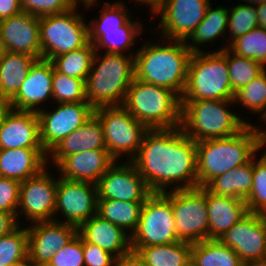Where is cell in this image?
Instances as JSON below:
<instances>
[{
    "label": "cell",
    "instance_id": "1",
    "mask_svg": "<svg viewBox=\"0 0 266 266\" xmlns=\"http://www.w3.org/2000/svg\"><path fill=\"white\" fill-rule=\"evenodd\" d=\"M197 160L196 141L178 126L148 129L131 162L152 193H164L198 188Z\"/></svg>",
    "mask_w": 266,
    "mask_h": 266
},
{
    "label": "cell",
    "instance_id": "2",
    "mask_svg": "<svg viewBox=\"0 0 266 266\" xmlns=\"http://www.w3.org/2000/svg\"><path fill=\"white\" fill-rule=\"evenodd\" d=\"M160 40L163 45L157 41L155 43L153 39V42L147 40L134 52L135 78L168 88L181 97L186 86L192 52L185 41Z\"/></svg>",
    "mask_w": 266,
    "mask_h": 266
},
{
    "label": "cell",
    "instance_id": "3",
    "mask_svg": "<svg viewBox=\"0 0 266 266\" xmlns=\"http://www.w3.org/2000/svg\"><path fill=\"white\" fill-rule=\"evenodd\" d=\"M198 187L215 177L249 162L260 149L256 125H247L239 133L225 138L196 142Z\"/></svg>",
    "mask_w": 266,
    "mask_h": 266
},
{
    "label": "cell",
    "instance_id": "4",
    "mask_svg": "<svg viewBox=\"0 0 266 266\" xmlns=\"http://www.w3.org/2000/svg\"><path fill=\"white\" fill-rule=\"evenodd\" d=\"M134 50L130 54L95 51L85 82L86 100L94 108L123 105L135 78Z\"/></svg>",
    "mask_w": 266,
    "mask_h": 266
},
{
    "label": "cell",
    "instance_id": "5",
    "mask_svg": "<svg viewBox=\"0 0 266 266\" xmlns=\"http://www.w3.org/2000/svg\"><path fill=\"white\" fill-rule=\"evenodd\" d=\"M233 104L234 99L181 100V127L196 142L235 135L254 123L233 112Z\"/></svg>",
    "mask_w": 266,
    "mask_h": 266
},
{
    "label": "cell",
    "instance_id": "6",
    "mask_svg": "<svg viewBox=\"0 0 266 266\" xmlns=\"http://www.w3.org/2000/svg\"><path fill=\"white\" fill-rule=\"evenodd\" d=\"M147 129L181 126V100L172 90L134 78L122 105Z\"/></svg>",
    "mask_w": 266,
    "mask_h": 266
},
{
    "label": "cell",
    "instance_id": "7",
    "mask_svg": "<svg viewBox=\"0 0 266 266\" xmlns=\"http://www.w3.org/2000/svg\"><path fill=\"white\" fill-rule=\"evenodd\" d=\"M234 97L227 66V48L221 52L192 53L180 100H232Z\"/></svg>",
    "mask_w": 266,
    "mask_h": 266
},
{
    "label": "cell",
    "instance_id": "8",
    "mask_svg": "<svg viewBox=\"0 0 266 266\" xmlns=\"http://www.w3.org/2000/svg\"><path fill=\"white\" fill-rule=\"evenodd\" d=\"M78 8L74 6L60 14L39 17L41 59L51 60L90 42L88 23Z\"/></svg>",
    "mask_w": 266,
    "mask_h": 266
},
{
    "label": "cell",
    "instance_id": "9",
    "mask_svg": "<svg viewBox=\"0 0 266 266\" xmlns=\"http://www.w3.org/2000/svg\"><path fill=\"white\" fill-rule=\"evenodd\" d=\"M178 241L170 191L152 193L143 203L137 229L131 236L132 250Z\"/></svg>",
    "mask_w": 266,
    "mask_h": 266
},
{
    "label": "cell",
    "instance_id": "10",
    "mask_svg": "<svg viewBox=\"0 0 266 266\" xmlns=\"http://www.w3.org/2000/svg\"><path fill=\"white\" fill-rule=\"evenodd\" d=\"M94 114L103 126L109 154L116 161L120 160L122 155L127 157L126 161H131L138 154L148 129L122 105L99 107L95 109Z\"/></svg>",
    "mask_w": 266,
    "mask_h": 266
},
{
    "label": "cell",
    "instance_id": "11",
    "mask_svg": "<svg viewBox=\"0 0 266 266\" xmlns=\"http://www.w3.org/2000/svg\"><path fill=\"white\" fill-rule=\"evenodd\" d=\"M170 203L180 241L195 243L209 239L205 187L170 191Z\"/></svg>",
    "mask_w": 266,
    "mask_h": 266
},
{
    "label": "cell",
    "instance_id": "12",
    "mask_svg": "<svg viewBox=\"0 0 266 266\" xmlns=\"http://www.w3.org/2000/svg\"><path fill=\"white\" fill-rule=\"evenodd\" d=\"M48 169L49 167L47 166L38 175L21 182L19 205L16 214L19 225H22L19 221L23 214L26 221L31 224L54 221L59 176L54 177L50 169Z\"/></svg>",
    "mask_w": 266,
    "mask_h": 266
},
{
    "label": "cell",
    "instance_id": "13",
    "mask_svg": "<svg viewBox=\"0 0 266 266\" xmlns=\"http://www.w3.org/2000/svg\"><path fill=\"white\" fill-rule=\"evenodd\" d=\"M210 4V0H163L152 14V20L159 15L161 18L156 28L162 34L159 38L186 42L204 19Z\"/></svg>",
    "mask_w": 266,
    "mask_h": 266
},
{
    "label": "cell",
    "instance_id": "14",
    "mask_svg": "<svg viewBox=\"0 0 266 266\" xmlns=\"http://www.w3.org/2000/svg\"><path fill=\"white\" fill-rule=\"evenodd\" d=\"M98 189L90 182L70 181L58 177L54 221L77 228L97 214ZM61 214V219L58 220ZM56 215V217H55ZM58 216V217H57ZM56 218V219H55Z\"/></svg>",
    "mask_w": 266,
    "mask_h": 266
},
{
    "label": "cell",
    "instance_id": "15",
    "mask_svg": "<svg viewBox=\"0 0 266 266\" xmlns=\"http://www.w3.org/2000/svg\"><path fill=\"white\" fill-rule=\"evenodd\" d=\"M57 104L53 111L42 108L37 112L40 141L47 154L64 137L89 120L95 111L88 102Z\"/></svg>",
    "mask_w": 266,
    "mask_h": 266
},
{
    "label": "cell",
    "instance_id": "16",
    "mask_svg": "<svg viewBox=\"0 0 266 266\" xmlns=\"http://www.w3.org/2000/svg\"><path fill=\"white\" fill-rule=\"evenodd\" d=\"M219 240L231 247L244 265L266 264V215L248 213Z\"/></svg>",
    "mask_w": 266,
    "mask_h": 266
},
{
    "label": "cell",
    "instance_id": "17",
    "mask_svg": "<svg viewBox=\"0 0 266 266\" xmlns=\"http://www.w3.org/2000/svg\"><path fill=\"white\" fill-rule=\"evenodd\" d=\"M98 199L145 202L152 194L144 178L131 161H116L99 179Z\"/></svg>",
    "mask_w": 266,
    "mask_h": 266
},
{
    "label": "cell",
    "instance_id": "18",
    "mask_svg": "<svg viewBox=\"0 0 266 266\" xmlns=\"http://www.w3.org/2000/svg\"><path fill=\"white\" fill-rule=\"evenodd\" d=\"M26 225H29L27 227L28 266H46L57 250L78 233L76 226L57 221Z\"/></svg>",
    "mask_w": 266,
    "mask_h": 266
},
{
    "label": "cell",
    "instance_id": "19",
    "mask_svg": "<svg viewBox=\"0 0 266 266\" xmlns=\"http://www.w3.org/2000/svg\"><path fill=\"white\" fill-rule=\"evenodd\" d=\"M52 77V62L46 59L37 60L32 65L19 91L12 98L13 108L19 111H40L43 102L53 100Z\"/></svg>",
    "mask_w": 266,
    "mask_h": 266
},
{
    "label": "cell",
    "instance_id": "20",
    "mask_svg": "<svg viewBox=\"0 0 266 266\" xmlns=\"http://www.w3.org/2000/svg\"><path fill=\"white\" fill-rule=\"evenodd\" d=\"M0 30L8 52L24 53L41 59L39 17L21 12L0 21Z\"/></svg>",
    "mask_w": 266,
    "mask_h": 266
},
{
    "label": "cell",
    "instance_id": "21",
    "mask_svg": "<svg viewBox=\"0 0 266 266\" xmlns=\"http://www.w3.org/2000/svg\"><path fill=\"white\" fill-rule=\"evenodd\" d=\"M44 149L37 112L13 111L0 123V149Z\"/></svg>",
    "mask_w": 266,
    "mask_h": 266
},
{
    "label": "cell",
    "instance_id": "22",
    "mask_svg": "<svg viewBox=\"0 0 266 266\" xmlns=\"http://www.w3.org/2000/svg\"><path fill=\"white\" fill-rule=\"evenodd\" d=\"M115 162L108 150H88L66 156L55 168L63 179L97 184Z\"/></svg>",
    "mask_w": 266,
    "mask_h": 266
},
{
    "label": "cell",
    "instance_id": "23",
    "mask_svg": "<svg viewBox=\"0 0 266 266\" xmlns=\"http://www.w3.org/2000/svg\"><path fill=\"white\" fill-rule=\"evenodd\" d=\"M88 150H107L103 126L94 114L82 126L64 137L47 156L54 168L68 155ZM51 159V160H50Z\"/></svg>",
    "mask_w": 266,
    "mask_h": 266
},
{
    "label": "cell",
    "instance_id": "24",
    "mask_svg": "<svg viewBox=\"0 0 266 266\" xmlns=\"http://www.w3.org/2000/svg\"><path fill=\"white\" fill-rule=\"evenodd\" d=\"M78 234L83 241L100 246L116 258L132 250L131 236L97 214L78 227Z\"/></svg>",
    "mask_w": 266,
    "mask_h": 266
},
{
    "label": "cell",
    "instance_id": "25",
    "mask_svg": "<svg viewBox=\"0 0 266 266\" xmlns=\"http://www.w3.org/2000/svg\"><path fill=\"white\" fill-rule=\"evenodd\" d=\"M44 149H0V177L23 182L50 165Z\"/></svg>",
    "mask_w": 266,
    "mask_h": 266
},
{
    "label": "cell",
    "instance_id": "26",
    "mask_svg": "<svg viewBox=\"0 0 266 266\" xmlns=\"http://www.w3.org/2000/svg\"><path fill=\"white\" fill-rule=\"evenodd\" d=\"M209 239H219L249 212L243 199L218 196L206 189Z\"/></svg>",
    "mask_w": 266,
    "mask_h": 266
},
{
    "label": "cell",
    "instance_id": "27",
    "mask_svg": "<svg viewBox=\"0 0 266 266\" xmlns=\"http://www.w3.org/2000/svg\"><path fill=\"white\" fill-rule=\"evenodd\" d=\"M142 22L130 19L118 29L104 31H88L89 41L94 45L95 51L106 50V53L127 54L130 47H134L138 35L144 31ZM136 40V41H135ZM127 51V52H126Z\"/></svg>",
    "mask_w": 266,
    "mask_h": 266
},
{
    "label": "cell",
    "instance_id": "28",
    "mask_svg": "<svg viewBox=\"0 0 266 266\" xmlns=\"http://www.w3.org/2000/svg\"><path fill=\"white\" fill-rule=\"evenodd\" d=\"M253 183V158L244 165L233 168L212 179L205 188L218 196L245 200Z\"/></svg>",
    "mask_w": 266,
    "mask_h": 266
},
{
    "label": "cell",
    "instance_id": "29",
    "mask_svg": "<svg viewBox=\"0 0 266 266\" xmlns=\"http://www.w3.org/2000/svg\"><path fill=\"white\" fill-rule=\"evenodd\" d=\"M209 5L204 19L196 27L193 34L186 41L187 47L192 53L203 52V49L199 48L205 44L216 41V39L226 38L224 34L227 33L228 15L229 8L223 6H218L216 8ZM189 42V43H188ZM201 45V46H200Z\"/></svg>",
    "mask_w": 266,
    "mask_h": 266
},
{
    "label": "cell",
    "instance_id": "30",
    "mask_svg": "<svg viewBox=\"0 0 266 266\" xmlns=\"http://www.w3.org/2000/svg\"><path fill=\"white\" fill-rule=\"evenodd\" d=\"M37 60L24 53L7 51L0 58V92L12 99Z\"/></svg>",
    "mask_w": 266,
    "mask_h": 266
},
{
    "label": "cell",
    "instance_id": "31",
    "mask_svg": "<svg viewBox=\"0 0 266 266\" xmlns=\"http://www.w3.org/2000/svg\"><path fill=\"white\" fill-rule=\"evenodd\" d=\"M192 243L178 241L165 245L140 247L136 252L146 266H189Z\"/></svg>",
    "mask_w": 266,
    "mask_h": 266
},
{
    "label": "cell",
    "instance_id": "32",
    "mask_svg": "<svg viewBox=\"0 0 266 266\" xmlns=\"http://www.w3.org/2000/svg\"><path fill=\"white\" fill-rule=\"evenodd\" d=\"M193 266H244L238 254L219 239L192 243Z\"/></svg>",
    "mask_w": 266,
    "mask_h": 266
},
{
    "label": "cell",
    "instance_id": "33",
    "mask_svg": "<svg viewBox=\"0 0 266 266\" xmlns=\"http://www.w3.org/2000/svg\"><path fill=\"white\" fill-rule=\"evenodd\" d=\"M143 203L98 199L97 215L117 225L132 236L137 229Z\"/></svg>",
    "mask_w": 266,
    "mask_h": 266
},
{
    "label": "cell",
    "instance_id": "34",
    "mask_svg": "<svg viewBox=\"0 0 266 266\" xmlns=\"http://www.w3.org/2000/svg\"><path fill=\"white\" fill-rule=\"evenodd\" d=\"M94 54V45L89 42L80 49L53 57L50 61L56 71L86 82Z\"/></svg>",
    "mask_w": 266,
    "mask_h": 266
},
{
    "label": "cell",
    "instance_id": "35",
    "mask_svg": "<svg viewBox=\"0 0 266 266\" xmlns=\"http://www.w3.org/2000/svg\"><path fill=\"white\" fill-rule=\"evenodd\" d=\"M28 265L27 227L19 225L4 237H0V266Z\"/></svg>",
    "mask_w": 266,
    "mask_h": 266
},
{
    "label": "cell",
    "instance_id": "36",
    "mask_svg": "<svg viewBox=\"0 0 266 266\" xmlns=\"http://www.w3.org/2000/svg\"><path fill=\"white\" fill-rule=\"evenodd\" d=\"M259 27L257 18L256 6L246 5L238 3L229 8L227 32L231 35L227 37L228 44L222 48L215 49V52H221L223 49L229 47V45L238 37L246 34L252 29ZM230 38V39H229Z\"/></svg>",
    "mask_w": 266,
    "mask_h": 266
},
{
    "label": "cell",
    "instance_id": "37",
    "mask_svg": "<svg viewBox=\"0 0 266 266\" xmlns=\"http://www.w3.org/2000/svg\"><path fill=\"white\" fill-rule=\"evenodd\" d=\"M227 66L234 93L249 84L266 69L258 61L239 56L229 48H227Z\"/></svg>",
    "mask_w": 266,
    "mask_h": 266
},
{
    "label": "cell",
    "instance_id": "38",
    "mask_svg": "<svg viewBox=\"0 0 266 266\" xmlns=\"http://www.w3.org/2000/svg\"><path fill=\"white\" fill-rule=\"evenodd\" d=\"M234 102L249 113L261 114L262 121L266 116V69L235 93Z\"/></svg>",
    "mask_w": 266,
    "mask_h": 266
},
{
    "label": "cell",
    "instance_id": "39",
    "mask_svg": "<svg viewBox=\"0 0 266 266\" xmlns=\"http://www.w3.org/2000/svg\"><path fill=\"white\" fill-rule=\"evenodd\" d=\"M233 53L266 66V29L256 27L235 39L228 47Z\"/></svg>",
    "mask_w": 266,
    "mask_h": 266
},
{
    "label": "cell",
    "instance_id": "40",
    "mask_svg": "<svg viewBox=\"0 0 266 266\" xmlns=\"http://www.w3.org/2000/svg\"><path fill=\"white\" fill-rule=\"evenodd\" d=\"M52 96L56 104L87 102L85 81L62 74L53 67Z\"/></svg>",
    "mask_w": 266,
    "mask_h": 266
},
{
    "label": "cell",
    "instance_id": "41",
    "mask_svg": "<svg viewBox=\"0 0 266 266\" xmlns=\"http://www.w3.org/2000/svg\"><path fill=\"white\" fill-rule=\"evenodd\" d=\"M253 157V183L245 199L249 213L266 215V155Z\"/></svg>",
    "mask_w": 266,
    "mask_h": 266
},
{
    "label": "cell",
    "instance_id": "42",
    "mask_svg": "<svg viewBox=\"0 0 266 266\" xmlns=\"http://www.w3.org/2000/svg\"><path fill=\"white\" fill-rule=\"evenodd\" d=\"M125 4L123 0L114 3L104 2L99 19L94 17L90 22L87 21L88 31L112 30L124 26L131 19Z\"/></svg>",
    "mask_w": 266,
    "mask_h": 266
},
{
    "label": "cell",
    "instance_id": "43",
    "mask_svg": "<svg viewBox=\"0 0 266 266\" xmlns=\"http://www.w3.org/2000/svg\"><path fill=\"white\" fill-rule=\"evenodd\" d=\"M46 266H85L81 236L77 233L65 246L58 249Z\"/></svg>",
    "mask_w": 266,
    "mask_h": 266
},
{
    "label": "cell",
    "instance_id": "44",
    "mask_svg": "<svg viewBox=\"0 0 266 266\" xmlns=\"http://www.w3.org/2000/svg\"><path fill=\"white\" fill-rule=\"evenodd\" d=\"M23 12L43 17L60 14L73 8L71 0H20Z\"/></svg>",
    "mask_w": 266,
    "mask_h": 266
},
{
    "label": "cell",
    "instance_id": "45",
    "mask_svg": "<svg viewBox=\"0 0 266 266\" xmlns=\"http://www.w3.org/2000/svg\"><path fill=\"white\" fill-rule=\"evenodd\" d=\"M21 182L11 178L0 177V211L16 216L19 205Z\"/></svg>",
    "mask_w": 266,
    "mask_h": 266
},
{
    "label": "cell",
    "instance_id": "46",
    "mask_svg": "<svg viewBox=\"0 0 266 266\" xmlns=\"http://www.w3.org/2000/svg\"><path fill=\"white\" fill-rule=\"evenodd\" d=\"M85 266H114L116 257L100 246L83 241Z\"/></svg>",
    "mask_w": 266,
    "mask_h": 266
},
{
    "label": "cell",
    "instance_id": "47",
    "mask_svg": "<svg viewBox=\"0 0 266 266\" xmlns=\"http://www.w3.org/2000/svg\"><path fill=\"white\" fill-rule=\"evenodd\" d=\"M23 12L20 0H0V21Z\"/></svg>",
    "mask_w": 266,
    "mask_h": 266
},
{
    "label": "cell",
    "instance_id": "48",
    "mask_svg": "<svg viewBox=\"0 0 266 266\" xmlns=\"http://www.w3.org/2000/svg\"><path fill=\"white\" fill-rule=\"evenodd\" d=\"M18 226L19 224L14 214L0 211V237L8 235Z\"/></svg>",
    "mask_w": 266,
    "mask_h": 266
},
{
    "label": "cell",
    "instance_id": "49",
    "mask_svg": "<svg viewBox=\"0 0 266 266\" xmlns=\"http://www.w3.org/2000/svg\"><path fill=\"white\" fill-rule=\"evenodd\" d=\"M114 266H146L137 252L131 250L115 259Z\"/></svg>",
    "mask_w": 266,
    "mask_h": 266
},
{
    "label": "cell",
    "instance_id": "50",
    "mask_svg": "<svg viewBox=\"0 0 266 266\" xmlns=\"http://www.w3.org/2000/svg\"><path fill=\"white\" fill-rule=\"evenodd\" d=\"M12 99L0 92V123L13 111Z\"/></svg>",
    "mask_w": 266,
    "mask_h": 266
},
{
    "label": "cell",
    "instance_id": "51",
    "mask_svg": "<svg viewBox=\"0 0 266 266\" xmlns=\"http://www.w3.org/2000/svg\"><path fill=\"white\" fill-rule=\"evenodd\" d=\"M259 27L266 29V2L256 6Z\"/></svg>",
    "mask_w": 266,
    "mask_h": 266
},
{
    "label": "cell",
    "instance_id": "52",
    "mask_svg": "<svg viewBox=\"0 0 266 266\" xmlns=\"http://www.w3.org/2000/svg\"><path fill=\"white\" fill-rule=\"evenodd\" d=\"M135 2H137L138 6H142L143 4L145 6H149V11L151 13V16L152 14L159 8V6L162 4L163 0H135ZM141 3V4H140Z\"/></svg>",
    "mask_w": 266,
    "mask_h": 266
},
{
    "label": "cell",
    "instance_id": "53",
    "mask_svg": "<svg viewBox=\"0 0 266 266\" xmlns=\"http://www.w3.org/2000/svg\"><path fill=\"white\" fill-rule=\"evenodd\" d=\"M71 1H72L73 6L75 7H78L81 3V5L84 6V9H88L91 6L93 7L94 4H96V1L98 2V0H71Z\"/></svg>",
    "mask_w": 266,
    "mask_h": 266
},
{
    "label": "cell",
    "instance_id": "54",
    "mask_svg": "<svg viewBox=\"0 0 266 266\" xmlns=\"http://www.w3.org/2000/svg\"><path fill=\"white\" fill-rule=\"evenodd\" d=\"M7 52L3 37H2V33L0 30V58Z\"/></svg>",
    "mask_w": 266,
    "mask_h": 266
},
{
    "label": "cell",
    "instance_id": "55",
    "mask_svg": "<svg viewBox=\"0 0 266 266\" xmlns=\"http://www.w3.org/2000/svg\"><path fill=\"white\" fill-rule=\"evenodd\" d=\"M239 1H242V2L244 1L246 5H252V6H257L259 4L266 2V0H239Z\"/></svg>",
    "mask_w": 266,
    "mask_h": 266
},
{
    "label": "cell",
    "instance_id": "56",
    "mask_svg": "<svg viewBox=\"0 0 266 266\" xmlns=\"http://www.w3.org/2000/svg\"><path fill=\"white\" fill-rule=\"evenodd\" d=\"M260 135V149H264L266 147V134H259ZM266 155V152L264 151Z\"/></svg>",
    "mask_w": 266,
    "mask_h": 266
},
{
    "label": "cell",
    "instance_id": "57",
    "mask_svg": "<svg viewBox=\"0 0 266 266\" xmlns=\"http://www.w3.org/2000/svg\"><path fill=\"white\" fill-rule=\"evenodd\" d=\"M263 121L262 122H265L266 123V116L262 119ZM258 131H259V134H266V130L261 128L260 125H258ZM260 128V129H259Z\"/></svg>",
    "mask_w": 266,
    "mask_h": 266
},
{
    "label": "cell",
    "instance_id": "58",
    "mask_svg": "<svg viewBox=\"0 0 266 266\" xmlns=\"http://www.w3.org/2000/svg\"><path fill=\"white\" fill-rule=\"evenodd\" d=\"M244 266H266V264L244 265Z\"/></svg>",
    "mask_w": 266,
    "mask_h": 266
},
{
    "label": "cell",
    "instance_id": "59",
    "mask_svg": "<svg viewBox=\"0 0 266 266\" xmlns=\"http://www.w3.org/2000/svg\"><path fill=\"white\" fill-rule=\"evenodd\" d=\"M11 266H28V265H11Z\"/></svg>",
    "mask_w": 266,
    "mask_h": 266
}]
</instances>
